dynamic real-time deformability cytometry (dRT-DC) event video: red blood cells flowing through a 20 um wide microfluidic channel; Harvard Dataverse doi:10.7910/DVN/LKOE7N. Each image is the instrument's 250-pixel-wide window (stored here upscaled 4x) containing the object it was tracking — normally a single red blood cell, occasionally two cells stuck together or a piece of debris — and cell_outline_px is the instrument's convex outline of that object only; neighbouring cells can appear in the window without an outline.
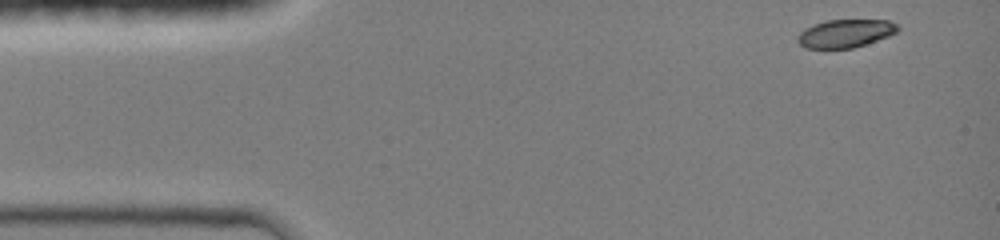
{"species": "common noctule bat (a hibernating species)", "species_latin": "Nyctalus noctula", "temperature_condition": "room temperature", "stored_images_in_passage": 30, "camera_frame_rate_fps": 3000, "um_per_image_px": 0.085, "animal": {"sex": "female", "body_mass_g": 19.0, "forearm_length_mm": 51.5}, "frame": {"image": 1, "passage_image": 1, "time_ms": 0.0, "image_size_px": [1000, 240], "cell_outline_px": [[900, 28], [896, 32], [888, 36], [852, 48], [804, 48], [796, 40], [796, 36], [804, 28], [812, 24], [828, 20], [888, 20], [896, 24]], "centroid_in_image_um": [71.8, 2.83], "position_along_channel_um": 13.2, "area_um2": 16.36}}
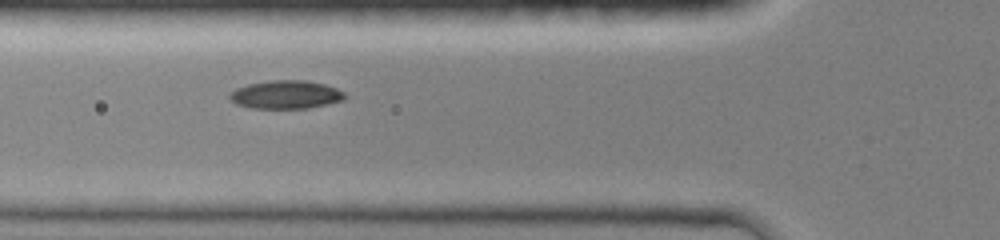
{"frame": {"image": 2, "passage_image": 19, "time_ms": 4.333, "image_size_px": [1000, 240], "cell_outline_px": [[348, 96], [344, 100], [308, 108], [252, 108], [236, 104], [228, 96], [236, 88], [248, 84], [272, 80], [308, 80], [324, 84], [336, 88], [344, 92]], "centroid_in_image_um": [24.33, 8.04], "position_along_channel_um": 101.5, "area_um2": 18.96}}
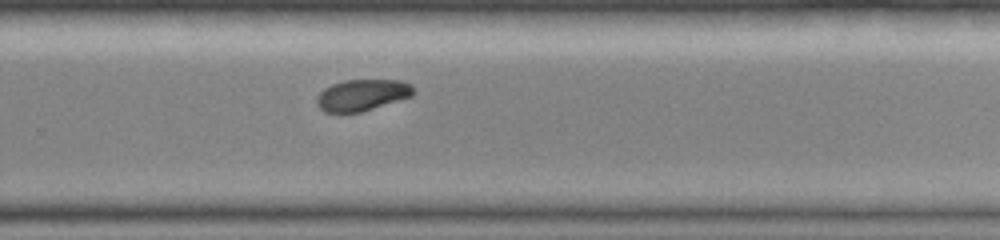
{"frame": {"image": 3, "passage_image": 30, "time_ms": 9.0, "image_size_px": [1000, 240], "cell_outline_px": [[416, 92], [412, 96], [360, 112], [324, 112], [316, 104], [316, 96], [324, 88], [332, 84], [344, 80], [400, 80], [412, 84]], "centroid_in_image_um": [30.78, 8.07], "position_along_channel_um": 299.0, "area_um2": 17.74}}